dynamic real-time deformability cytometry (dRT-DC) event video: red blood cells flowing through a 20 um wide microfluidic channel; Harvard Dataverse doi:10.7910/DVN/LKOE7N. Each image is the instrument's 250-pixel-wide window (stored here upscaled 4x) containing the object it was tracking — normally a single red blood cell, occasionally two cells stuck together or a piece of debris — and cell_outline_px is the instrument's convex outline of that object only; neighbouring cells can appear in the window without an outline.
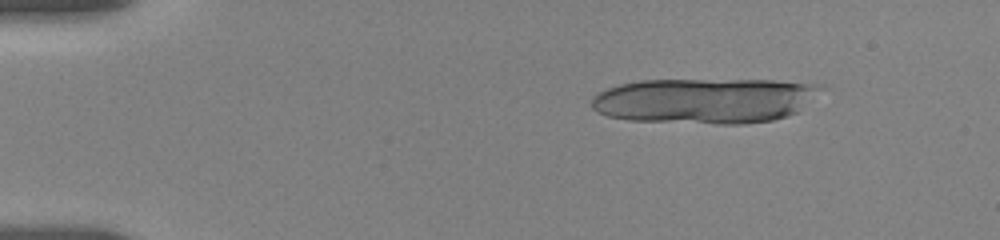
{"species": "human", "species_latin": "Homo sapiens", "temperature_condition": "room temperature", "stored_images_in_passage": 6, "camera_frame_rate_fps": 3000, "um_per_image_px": 0.085, "donor": {"sex": "female"}, "frame": {"image": 1, "passage_image": 2, "time_ms": 1.0, "image_size_px": [1000, 240], "cell_outline_px": [[828, 88], [800, 112], [788, 116], [772, 120], [744, 124], [716, 124], [628, 120], [608, 116], [596, 112], [592, 108], [592, 96], [608, 88], [620, 84], [640, 80], [772, 80], [824, 84]], "centroid_in_image_um": [60.02, 8.55], "position_along_channel_um": 25.0, "area_um2": 61.67}}
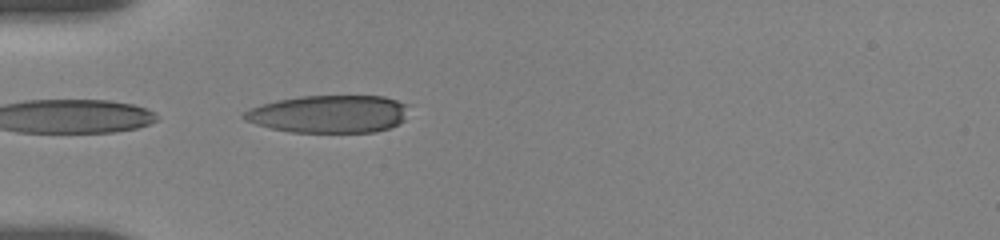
{"frame": {"image": 2, "passage_image": 6, "time_ms": 4.333, "image_size_px": [1000, 240], "cell_outline_px": [[408, 104], [404, 120], [400, 124], [376, 132], [292, 132], [272, 128], [256, 124], [244, 120], [240, 116], [248, 108], [276, 100], [300, 96], [384, 96]], "centroid_in_image_um": [27.95, 9.69], "position_along_channel_um": 57.0, "area_um2": 36.3}}